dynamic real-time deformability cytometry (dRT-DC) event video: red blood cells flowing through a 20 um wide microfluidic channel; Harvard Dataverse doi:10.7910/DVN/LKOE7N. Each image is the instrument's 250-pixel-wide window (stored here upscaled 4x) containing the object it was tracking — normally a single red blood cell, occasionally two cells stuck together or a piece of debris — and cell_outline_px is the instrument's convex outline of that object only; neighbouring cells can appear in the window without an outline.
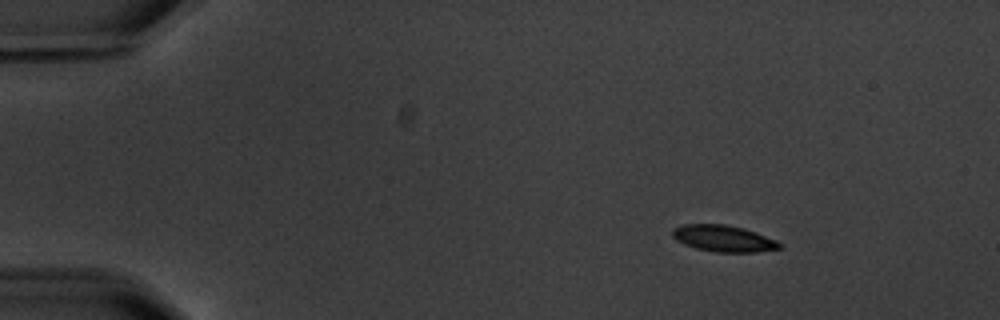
{"species": "common noctule bat (a hibernating species)", "species_latin": "Nyctalus noctula", "temperature_condition": "warm", "stored_images_in_passage": 5, "camera_frame_rate_fps": 3000, "um_per_image_px": 0.085, "animal": {"sex": "male", "body_mass_g": 20.1, "forearm_length_mm": 53.5}, "frame": {"image": 1, "passage_image": 1, "time_ms": 0.0, "image_size_px": [1000, 320], "cell_outline_px": [[784, 244], [780, 248], [756, 252], [716, 252], [696, 248], [684, 244], [676, 240], [672, 236], [672, 228], [684, 224], [724, 224], [744, 228], [756, 232], [776, 240]], "centroid_in_image_um": [61.5, 20.26], "position_along_channel_um": 23.5, "area_um2": 16.59}}
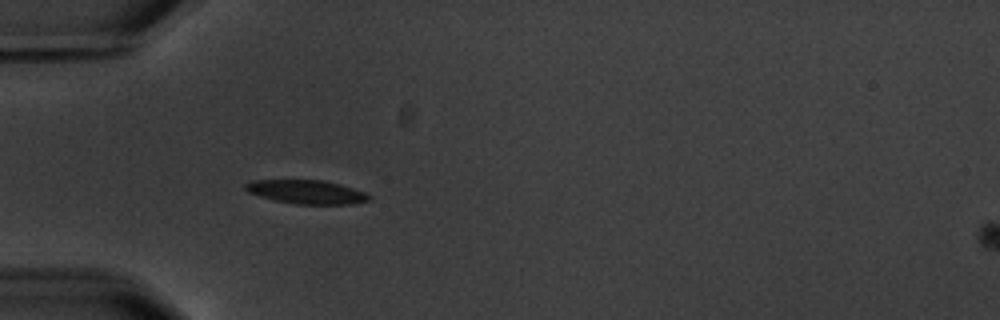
{"frame": {"image": 2, "passage_image": 4, "time_ms": 3.333, "image_size_px": [1000, 320], "cell_outline_px": [[372, 200], [352, 204], [292, 204], [272, 200], [248, 192], [244, 188], [244, 184], [252, 180], [320, 180], [340, 184], [364, 192], [372, 196]], "centroid_in_image_um": [26.05, 16.32], "position_along_channel_um": 59.0, "area_um2": 17.22}}